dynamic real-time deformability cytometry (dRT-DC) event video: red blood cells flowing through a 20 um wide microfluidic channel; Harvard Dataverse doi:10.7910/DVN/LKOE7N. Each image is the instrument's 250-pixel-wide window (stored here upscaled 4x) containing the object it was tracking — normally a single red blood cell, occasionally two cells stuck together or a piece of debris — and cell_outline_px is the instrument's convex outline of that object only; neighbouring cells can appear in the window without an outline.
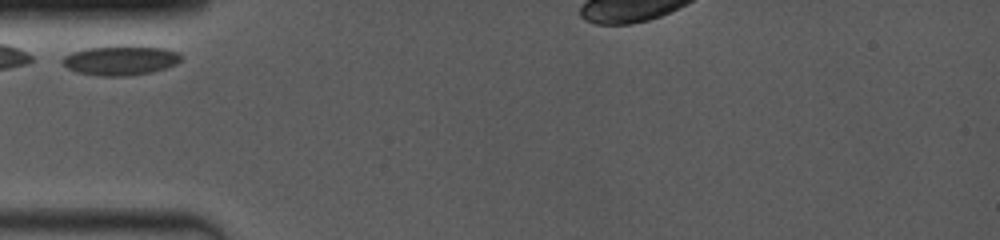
{"species": "common noctule bat (a hibernating species)", "species_latin": "Nyctalus noctula", "temperature_condition": "room temperature", "stored_images_in_passage": 5, "camera_frame_rate_fps": 4000, "um_per_image_px": 0.085, "animal": {"sex": "female", "body_mass_g": 19.0, "forearm_length_mm": 53.3}, "frame": {"image": 1, "passage_image": 1, "time_ms": 0.0, "image_size_px": [1000, 240], "cell_outline_px": [[184, 56], [176, 64], [152, 72], [128, 76], [100, 76], [76, 72], [68, 68], [60, 60], [64, 56], [72, 52], [88, 48], [164, 48], [176, 52]], "centroid_in_image_um": [10.22, 5.18], "position_along_channel_um": 74.8, "area_um2": 19.65}}
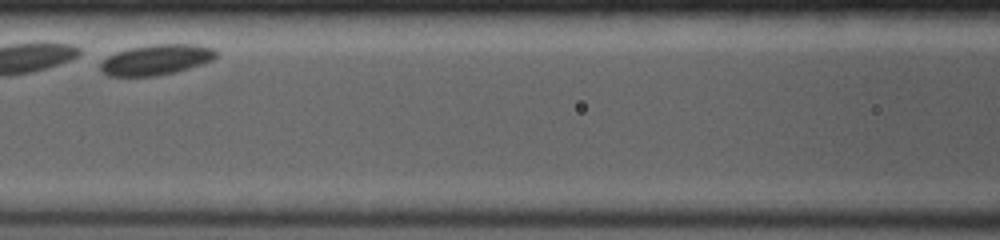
{"frame": {"image": 2, "passage_image": 4, "time_ms": 2.25, "image_size_px": [1000, 240], "cell_outline_px": [[216, 56], [212, 60], [176, 72], [156, 76], [108, 76], [100, 68], [100, 64], [108, 56], [116, 52], [128, 48], [148, 44], [196, 44], [212, 48], [216, 52]], "centroid_in_image_um": [13.26, 5.07], "position_along_channel_um": 153.3, "area_um2": 20.46}}